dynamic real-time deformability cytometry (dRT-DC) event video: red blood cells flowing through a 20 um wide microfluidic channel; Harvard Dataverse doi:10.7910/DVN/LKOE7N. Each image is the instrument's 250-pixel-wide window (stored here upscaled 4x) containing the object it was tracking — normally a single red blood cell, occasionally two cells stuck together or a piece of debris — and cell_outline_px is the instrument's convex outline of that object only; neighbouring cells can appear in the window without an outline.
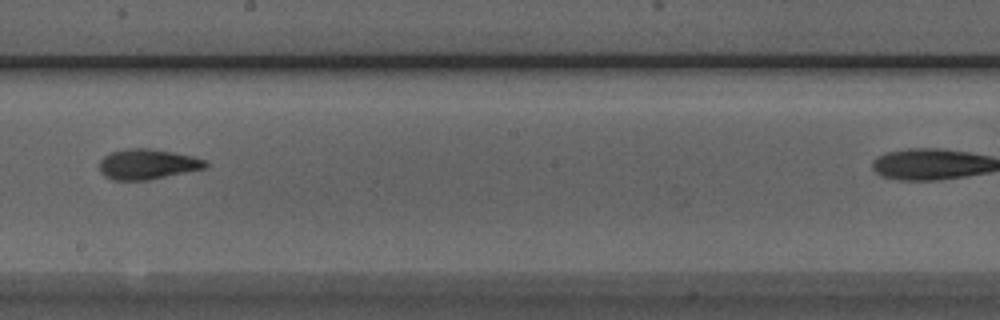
{"species": "Egyptian fruit bat (a non-hibernating species)", "species_latin": "Rousettus aegyptiacus", "temperature_condition": "room temperature", "stored_images_in_passage": 6, "segment_of_instrument_passage": [1, 2], "camera_frame_rate_fps": 3000, "um_per_image_px": 0.085, "animal": {"sex": "male"}, "frame": {"image": 1, "passage_image": 5, "time_ms": 5.333, "image_size_px": [1000, 320], "cell_outline_px": [[208, 168], [148, 180], [112, 180], [104, 176], [100, 172], [100, 160], [104, 156], [112, 152], [128, 148], [148, 148], [172, 152], [192, 156], [204, 160], [208, 164]], "centroid_in_image_um": [12.53, 13.96], "position_along_channel_um": 235.7, "area_um2": 18.73}}